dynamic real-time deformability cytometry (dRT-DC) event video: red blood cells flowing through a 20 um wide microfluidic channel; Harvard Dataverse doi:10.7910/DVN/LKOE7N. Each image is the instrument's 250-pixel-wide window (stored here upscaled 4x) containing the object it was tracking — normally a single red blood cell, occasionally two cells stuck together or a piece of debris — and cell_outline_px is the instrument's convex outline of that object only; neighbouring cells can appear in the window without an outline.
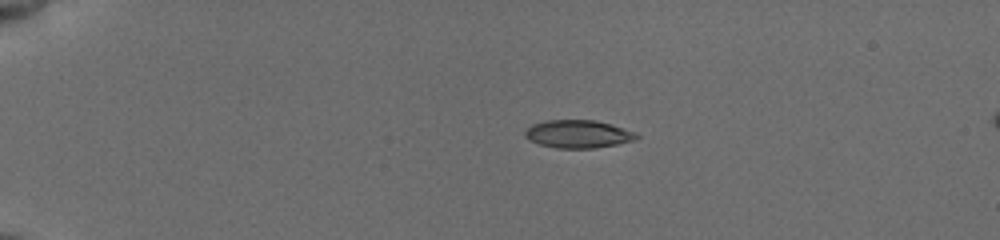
{"species": "common noctule bat (a hibernating species)", "species_latin": "Nyctalus noctula", "temperature_condition": "cold", "stored_images_in_passage": 33, "camera_frame_rate_fps": 3000, "um_per_image_px": 0.085, "animal": {"sex": "female", "body_mass_g": 19.5, "forearm_length_mm": 54.1}, "frame": {"image": 1, "passage_image": 1, "time_ms": 0.0, "image_size_px": [1000, 240], "cell_outline_px": [[640, 136], [636, 140], [596, 148], [556, 148], [540, 144], [528, 140], [524, 136], [524, 132], [532, 124], [544, 120], [596, 120], [612, 124], [636, 132]], "centroid_in_image_um": [49.15, 11.39], "position_along_channel_um": 35.9, "area_um2": 18.32}}
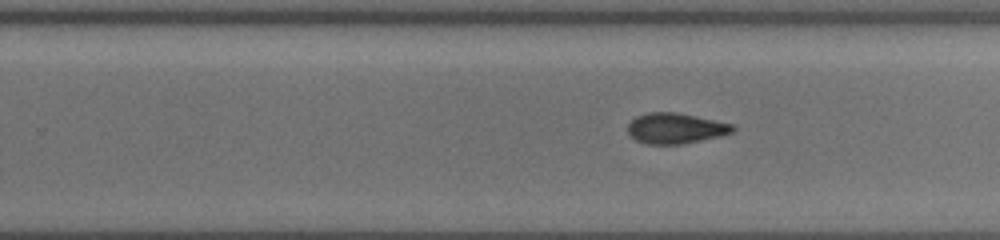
{"frame": {"image": 2, "passage_image": 19, "time_ms": 8.0, "image_size_px": [1000, 240], "cell_outline_px": [[736, 128], [732, 132], [700, 140], [680, 144], [648, 144], [636, 140], [628, 132], [628, 124], [636, 116], [648, 112], [676, 112], [696, 116], [732, 124]], "centroid_in_image_um": [57.38, 10.89], "position_along_channel_um": 272.4, "area_um2": 18.38}}
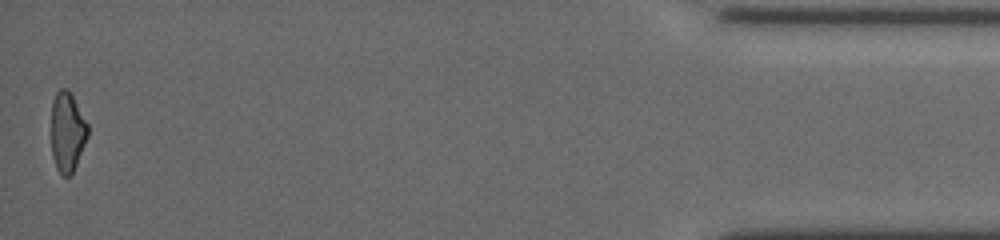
{"frame": {"image": 3, "passage_image": 33, "time_ms": 14.0, "image_size_px": [1000, 240], "cell_outline_px": [[88, 136], [76, 164], [72, 172], [68, 176], [64, 176], [56, 168], [52, 156], [52, 100], [56, 92], [60, 88], [68, 88], [72, 92], [88, 124]], "centroid_in_image_um": [5.73, 11.14], "position_along_channel_um": 429.5, "area_um2": 17.05}, "authors_computed_cell_mechanics": {"area_um2": 18.4382, "velocity_mm_per_s": 3.8416, "shape_relaxation_time_tau1_ms": 4.2209, "shape_relaxation_time_tau2_ms": 4.0546, "deformation_change_tau1": 0.1205, "deformation_change_tau2": 0.0992}}